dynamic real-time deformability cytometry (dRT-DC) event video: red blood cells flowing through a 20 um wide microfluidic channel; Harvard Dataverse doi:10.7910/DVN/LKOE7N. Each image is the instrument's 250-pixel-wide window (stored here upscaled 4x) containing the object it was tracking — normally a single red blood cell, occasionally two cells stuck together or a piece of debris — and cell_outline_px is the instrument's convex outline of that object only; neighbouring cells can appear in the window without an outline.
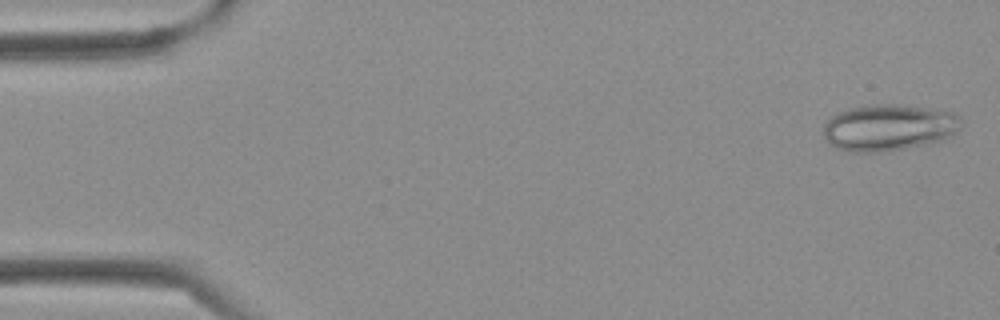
{"species": "Egyptian fruit bat (a non-hibernating species)", "species_latin": "Rousettus aegyptiacus", "temperature_condition": "cold", "stored_images_in_passage": 5, "camera_frame_rate_fps": 3000, "um_per_image_px": 0.085, "frame": {"image": 1, "passage_image": 1, "time_ms": 0.0, "image_size_px": [1000, 320], "cell_outline_px": [[960, 128], [952, 136], [944, 140], [928, 144], [880, 152], [852, 152], [836, 148], [824, 136], [824, 124], [836, 112], [848, 108], [868, 104], [892, 104], [928, 108], [952, 112], [960, 116]], "centroid_in_image_um": [75.55, 10.83], "position_along_channel_um": 9.5, "area_um2": 37.4}}